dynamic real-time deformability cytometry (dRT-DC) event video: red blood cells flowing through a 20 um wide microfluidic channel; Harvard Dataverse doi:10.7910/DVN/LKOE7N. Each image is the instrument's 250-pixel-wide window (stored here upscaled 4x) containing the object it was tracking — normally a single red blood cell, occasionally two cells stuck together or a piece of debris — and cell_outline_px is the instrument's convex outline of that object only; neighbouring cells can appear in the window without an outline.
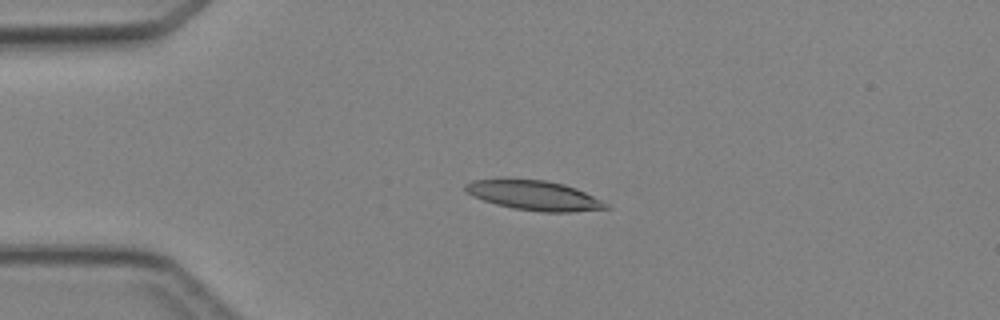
{"species": "Egyptian fruit bat (a non-hibernating species)", "species_latin": "Rousettus aegyptiacus", "temperature_condition": "cold", "stored_images_in_passage": 6, "camera_frame_rate_fps": 3000, "um_per_image_px": 0.085, "animal": {"sex": "female"}, "frame": {"image": 1, "passage_image": 4, "time_ms": 3.333, "image_size_px": [1000, 320], "cell_outline_px": [[612, 208], [572, 212], [540, 212], [512, 208], [496, 204], [472, 196], [464, 188], [464, 184], [472, 180], [500, 176], [544, 180], [564, 184], [576, 188], [608, 204]], "centroid_in_image_um": [45.32, 16.57], "position_along_channel_um": 39.7, "area_um2": 24.97}}
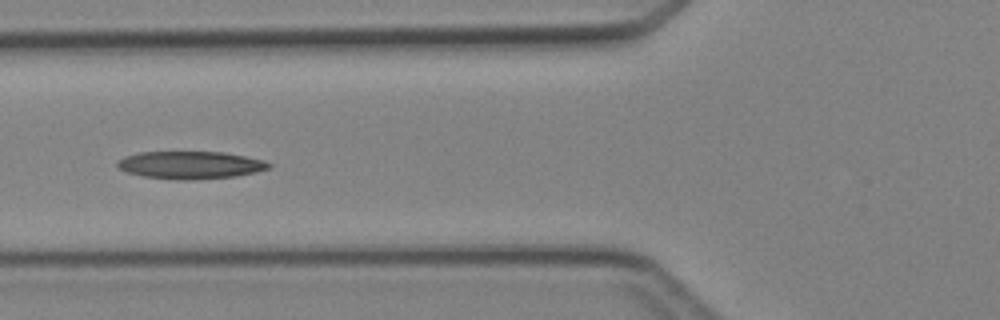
{"frame": {"image": 2, "passage_image": 6, "time_ms": 5.667, "image_size_px": [1000, 320], "cell_outline_px": [[272, 168], [256, 172], [236, 176], [192, 180], [180, 180], [144, 176], [128, 172], [116, 168], [116, 160], [124, 156], [136, 152], [224, 152], [264, 160], [272, 164]], "centroid_in_image_um": [16.17, 14.02], "position_along_channel_um": 109.6, "area_um2": 24.57}}